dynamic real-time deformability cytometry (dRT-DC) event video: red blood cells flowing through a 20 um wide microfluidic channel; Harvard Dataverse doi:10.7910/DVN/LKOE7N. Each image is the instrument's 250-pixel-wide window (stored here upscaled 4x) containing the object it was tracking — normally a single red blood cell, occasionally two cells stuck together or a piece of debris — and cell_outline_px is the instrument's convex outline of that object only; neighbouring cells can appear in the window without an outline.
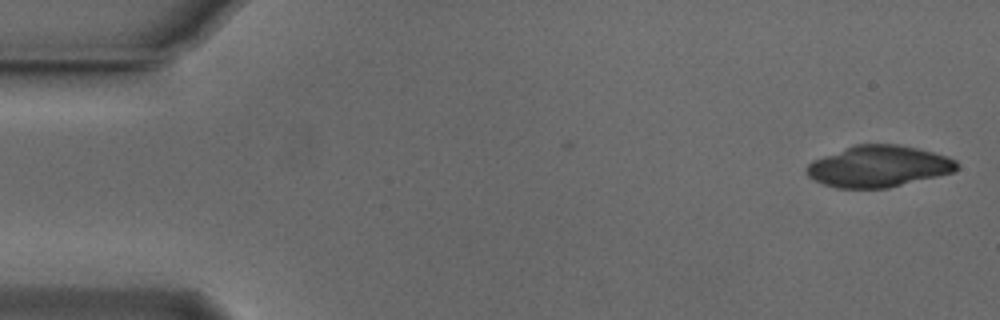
{"species": "Egyptian fruit bat (a non-hibernating species)", "species_latin": "Rousettus aegyptiacus", "temperature_condition": "cold", "stored_images_in_passage": 5, "camera_frame_rate_fps": 3000, "um_per_image_px": 0.085, "animal": {"sex": "male"}, "frame": {"image": 1, "passage_image": 1, "time_ms": 0.0, "image_size_px": [1000, 320], "cell_outline_px": [[960, 168], [952, 172], [888, 188], [836, 188], [824, 184], [808, 176], [808, 164], [812, 160], [856, 144], [896, 144], [916, 148], [948, 156], [956, 160], [960, 164]], "centroid_in_image_um": [74.7, 14.14], "position_along_channel_um": 10.3, "area_um2": 35.95}}